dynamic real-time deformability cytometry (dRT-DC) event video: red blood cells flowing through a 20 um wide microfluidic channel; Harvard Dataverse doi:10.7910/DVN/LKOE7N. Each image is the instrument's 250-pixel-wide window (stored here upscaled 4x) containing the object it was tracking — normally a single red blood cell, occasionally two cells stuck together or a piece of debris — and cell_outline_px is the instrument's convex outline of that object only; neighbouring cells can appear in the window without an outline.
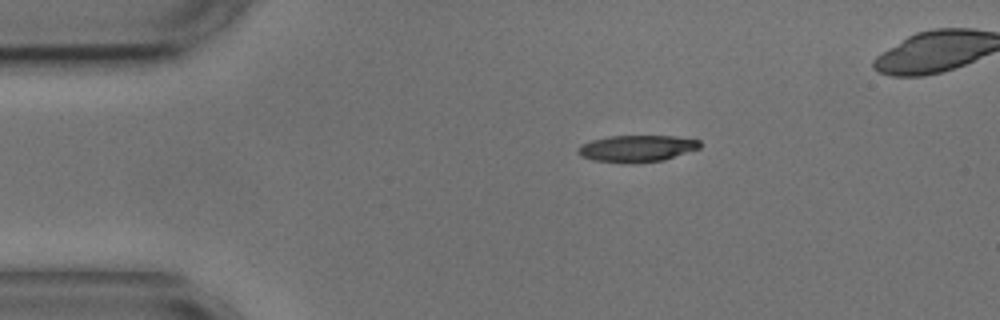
{"species": "common noctule bat (a hibernating species)", "species_latin": "Nyctalus noctula", "temperature_condition": "cold", "stored_images_in_passage": 3, "camera_frame_rate_fps": 3000, "um_per_image_px": 0.085, "animal": {"sex": "male", "body_mass_g": 17.9, "forearm_length_mm": 54.2}, "frame": {"image": 1, "passage_image": 1, "time_ms": 0.0, "image_size_px": [1000, 320], "cell_outline_px": [[700, 148], [664, 160], [592, 160], [580, 156], [576, 152], [576, 148], [580, 144], [592, 140], [608, 136], [676, 136], [700, 140]], "centroid_in_image_um": [54.12, 12.57], "position_along_channel_um": 30.9, "area_um2": 18.21}}